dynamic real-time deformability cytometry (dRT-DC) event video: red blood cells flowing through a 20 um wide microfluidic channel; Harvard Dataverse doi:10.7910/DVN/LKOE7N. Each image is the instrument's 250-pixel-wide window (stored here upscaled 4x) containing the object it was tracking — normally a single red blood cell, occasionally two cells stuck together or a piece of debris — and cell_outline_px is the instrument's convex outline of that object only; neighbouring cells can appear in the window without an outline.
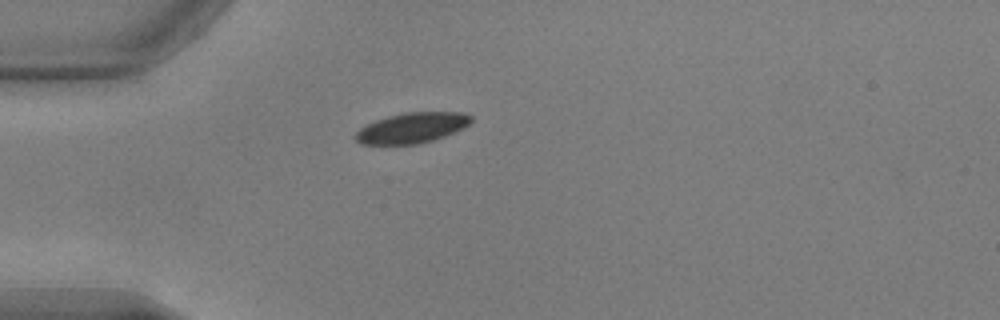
{"species": "common noctule bat (a hibernating species)", "species_latin": "Nyctalus noctula", "temperature_condition": "warm", "stored_images_in_passage": 39, "camera_frame_rate_fps": 3000, "um_per_image_px": 0.085, "animal": {"sex": "male", "body_mass_g": 17.9, "forearm_length_mm": 54.2}, "frame": {"image": 1, "passage_image": 1, "time_ms": 0.0, "image_size_px": [1000, 320], "cell_outline_px": [[472, 120], [464, 128], [444, 136], [420, 144], [360, 144], [352, 136], [360, 128], [376, 120], [388, 116], [404, 112], [464, 112], [472, 116]], "centroid_in_image_um": [35.01, 10.86], "position_along_channel_um": 50.0, "area_um2": 20.52}}
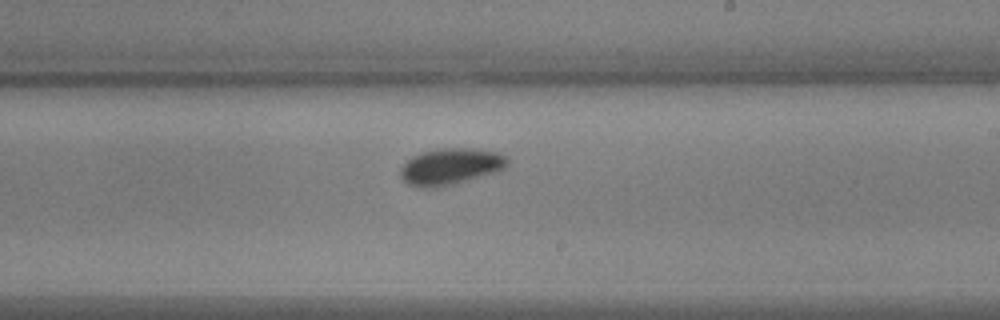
{"frame": {"image": 2, "passage_image": 18, "time_ms": 5.667, "image_size_px": [1000, 320], "cell_outline_px": [[508, 164], [500, 172], [436, 188], [420, 188], [408, 184], [400, 176], [400, 168], [412, 156], [424, 152], [440, 148], [472, 148], [496, 152], [508, 156]], "centroid_in_image_um": [38.32, 14.16], "position_along_channel_um": 250.7, "area_um2": 22.89}}
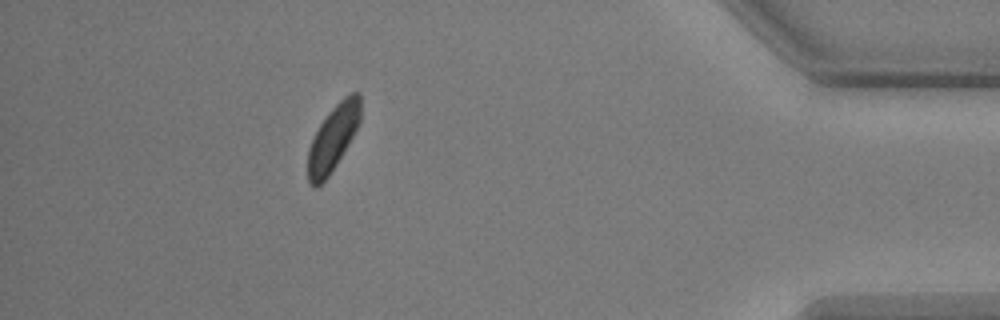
{"frame": {"image": 3, "passage_image": 34, "time_ms": 11.0, "image_size_px": [1000, 320], "cell_outline_px": [[360, 120], [348, 144], [336, 164], [328, 176], [320, 184], [312, 184], [308, 180], [308, 148], [320, 124], [328, 112], [344, 96], [352, 92], [360, 92]], "centroid_in_image_um": [28.31, 11.67], "position_along_channel_um": 406.9, "area_um2": 19.54}, "authors_computed_cell_mechanics": {"area_um2": 21.1548, "velocity_mm_per_s": 3.7882, "shape_relaxation_time_tau1_ms": 2.4929, "shape_relaxation_time_tau2_ms": null, "deformation_change_tau1": 0.0895, "deformation_change_tau2": null}}